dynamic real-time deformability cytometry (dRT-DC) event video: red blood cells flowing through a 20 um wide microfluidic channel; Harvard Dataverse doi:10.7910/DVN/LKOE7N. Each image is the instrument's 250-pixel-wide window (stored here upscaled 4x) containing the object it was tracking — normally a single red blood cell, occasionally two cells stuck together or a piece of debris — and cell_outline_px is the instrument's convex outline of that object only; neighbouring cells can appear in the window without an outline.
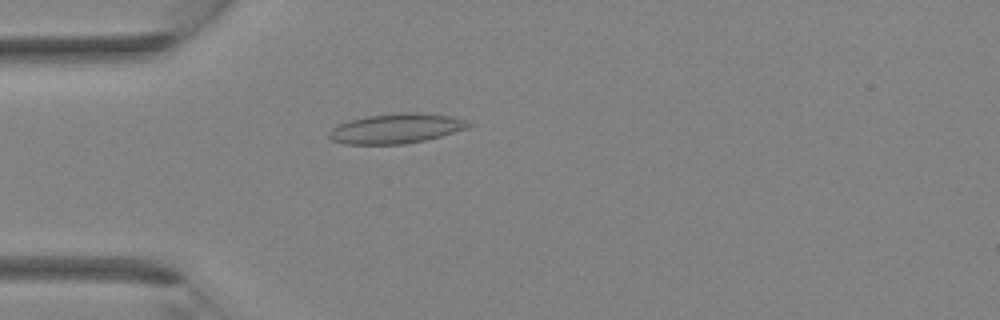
{"species": "Egyptian fruit bat (a non-hibernating species)", "species_latin": "Rousettus aegyptiacus", "temperature_condition": "room temperature", "stored_images_in_passage": 31, "camera_frame_rate_fps": 3000, "um_per_image_px": 0.085, "animal": {"sex": "female"}, "frame": {"image": 1, "passage_image": 6, "time_ms": 1.667, "image_size_px": [1000, 320], "cell_outline_px": [[476, 124], [468, 128], [440, 136], [424, 140], [404, 144], [344, 144], [332, 140], [328, 136], [328, 132], [336, 124], [368, 116], [400, 112], [416, 112], [452, 116]], "centroid_in_image_um": [33.68, 10.92], "position_along_channel_um": 51.3, "area_um2": 24.28}}
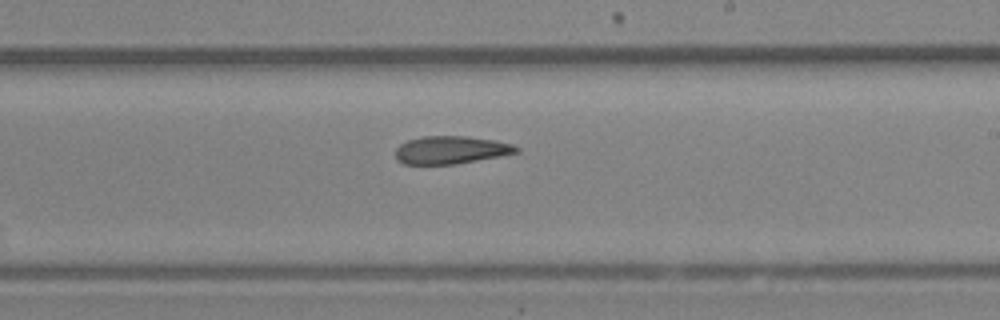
{"frame": {"image": 2, "passage_image": 17, "time_ms": 5.333, "image_size_px": [1000, 320], "cell_outline_px": [[520, 152], [476, 160], [452, 164], [404, 164], [396, 160], [396, 148], [400, 144], [408, 140], [420, 136], [468, 136], [496, 140], [512, 144], [520, 148]], "centroid_in_image_um": [38.32, 12.73], "position_along_channel_um": 250.7, "area_um2": 19.59}}
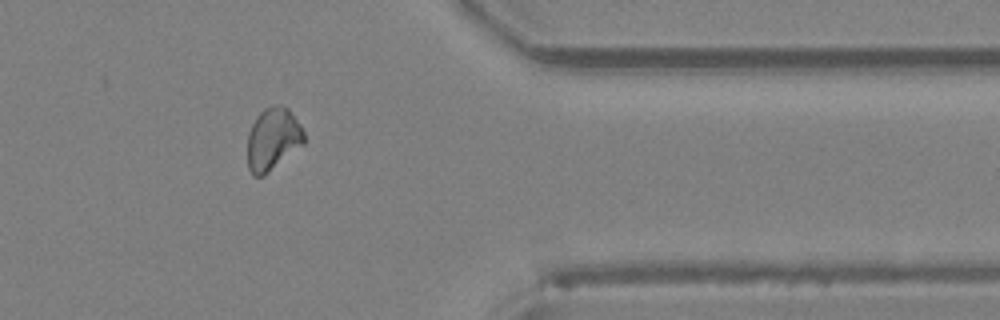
{"frame": {"image": 3, "passage_image": 25, "time_ms": 8.0, "image_size_px": [1000, 320], "cell_outline_px": [[304, 144], [264, 176], [252, 176], [248, 168], [248, 132], [256, 116], [264, 108], [272, 104], [280, 104], [288, 108], [300, 124], [304, 132]], "centroid_in_image_um": [23.19, 11.81], "position_along_channel_um": 388.2, "area_um2": 20.81}}